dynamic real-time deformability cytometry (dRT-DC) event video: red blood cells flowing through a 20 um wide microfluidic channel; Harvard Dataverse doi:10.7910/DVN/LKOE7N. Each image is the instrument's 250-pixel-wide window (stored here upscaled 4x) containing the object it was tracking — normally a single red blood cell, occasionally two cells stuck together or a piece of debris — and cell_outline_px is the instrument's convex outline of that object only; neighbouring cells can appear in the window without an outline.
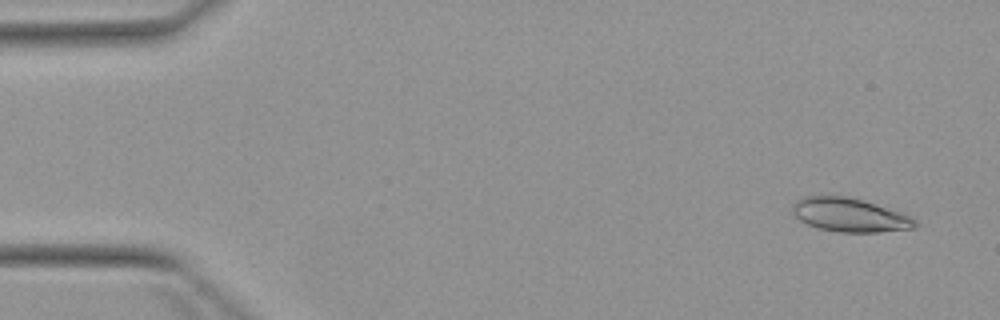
{"species": "Egyptian fruit bat (a non-hibernating species)", "species_latin": "Rousettus aegyptiacus", "temperature_condition": "warm", "stored_images_in_passage": 4, "camera_frame_rate_fps": 3000, "um_per_image_px": 0.085, "animal": {"sex": "female"}, "frame": {"image": 1, "passage_image": 1, "time_ms": 0.0, "image_size_px": [1000, 320], "cell_outline_px": [[916, 228], [880, 232], [840, 232], [820, 228], [808, 224], [800, 220], [792, 212], [792, 204], [796, 200], [804, 196], [848, 196], [864, 200], [900, 212], [916, 220]], "centroid_in_image_um": [72.21, 18.26], "position_along_channel_um": 12.8, "area_um2": 23.99}}
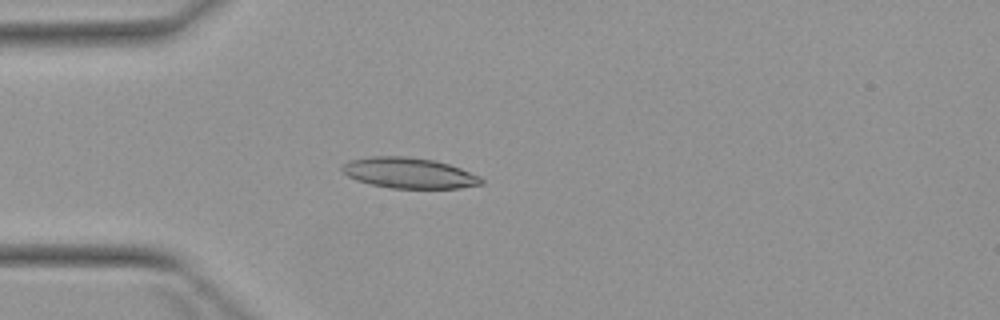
{"frame": {"image": 2, "passage_image": 4, "time_ms": 3.667, "image_size_px": [1000, 320], "cell_outline_px": [[484, 184], [460, 188], [392, 188], [372, 184], [356, 180], [348, 176], [340, 168], [348, 160], [372, 156], [408, 156], [432, 160], [448, 164], [460, 168], [480, 176], [484, 180]], "centroid_in_image_um": [34.78, 14.7], "position_along_channel_um": 50.2, "area_um2": 24.8}}